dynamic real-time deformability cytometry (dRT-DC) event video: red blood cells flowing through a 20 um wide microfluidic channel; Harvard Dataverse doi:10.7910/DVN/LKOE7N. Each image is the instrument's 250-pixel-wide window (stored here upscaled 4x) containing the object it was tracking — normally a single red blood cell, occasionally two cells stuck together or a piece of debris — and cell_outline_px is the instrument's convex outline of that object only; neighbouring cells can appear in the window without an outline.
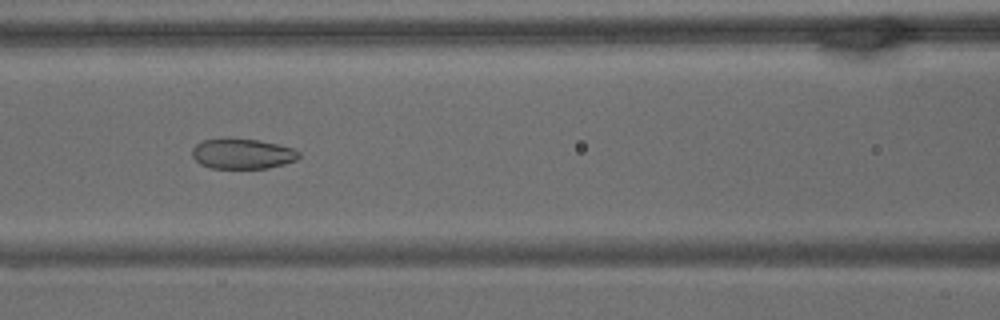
{"species": "common noctule bat (a hibernating species)", "species_latin": "Nyctalus noctula", "temperature_condition": "warm", "stored_images_in_passage": 65, "camera_frame_rate_fps": 3000, "um_per_image_px": 0.085, "animal": {"sex": "male", "body_mass_g": 15.6}, "frame": {"image": 1, "passage_image": 28, "time_ms": 9.0, "image_size_px": [1000, 320], "cell_outline_px": [[300, 156], [296, 160], [284, 164], [268, 168], [212, 168], [200, 164], [192, 156], [192, 148], [196, 144], [204, 140], [228, 136], [260, 140], [292, 148], [300, 152]], "centroid_in_image_um": [20.58, 13.04], "position_along_channel_um": 146.0, "area_um2": 19.19}}
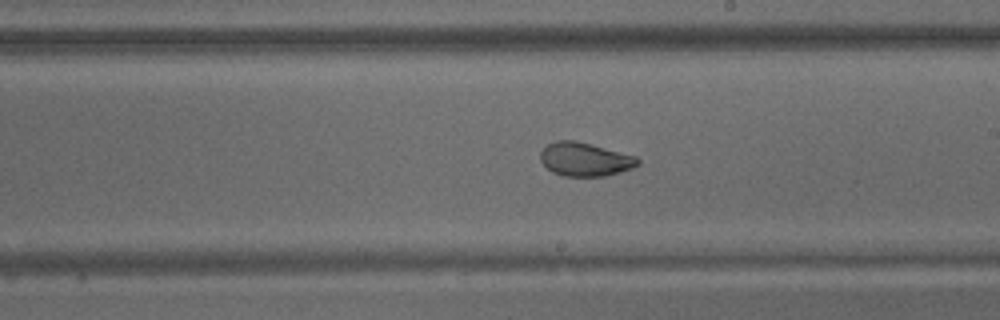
{"frame": {"image": 2, "passage_image": 37, "time_ms": 12.0, "image_size_px": [1000, 320], "cell_outline_px": [[640, 164], [632, 168], [620, 172], [604, 176], [564, 176], [552, 172], [540, 160], [540, 152], [548, 144], [556, 140], [576, 140], [636, 156], [640, 160]], "centroid_in_image_um": [49.72, 13.54], "position_along_channel_um": 239.3, "area_um2": 19.07}}
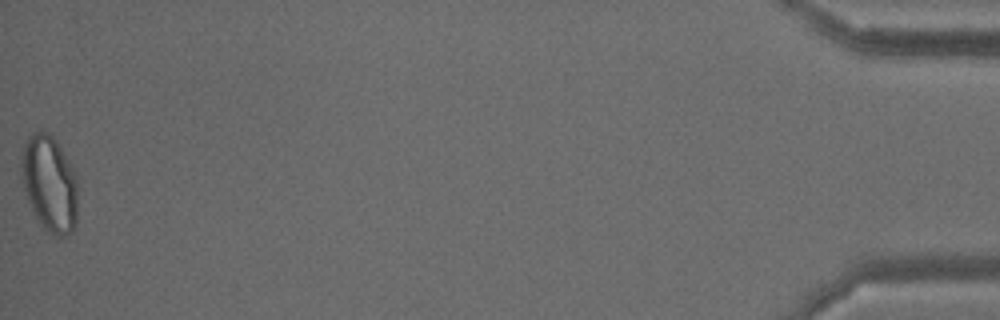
{"frame": {"image": 3, "passage_image": 65, "time_ms": 21.333, "image_size_px": [1000, 320], "cell_outline_px": [[76, 220], [72, 232], [64, 236], [56, 236], [44, 228], [40, 224], [28, 200], [24, 188], [20, 172], [20, 160], [24, 144], [28, 136], [32, 132], [48, 132], [56, 140], [76, 180]], "centroid_in_image_um": [4.16, 15.6], "position_along_channel_um": 431.0, "area_um2": 30.98}, "authors_computed_cell_mechanics": {"area_um2": 23.5246, "velocity_mm_per_s": 3.1177, "shape_relaxation_time_tau1_ms": null, "shape_relaxation_time_tau2_ms": 1.4506, "deformation_change_tau1": null, "deformation_change_tau2": 0.0509}}